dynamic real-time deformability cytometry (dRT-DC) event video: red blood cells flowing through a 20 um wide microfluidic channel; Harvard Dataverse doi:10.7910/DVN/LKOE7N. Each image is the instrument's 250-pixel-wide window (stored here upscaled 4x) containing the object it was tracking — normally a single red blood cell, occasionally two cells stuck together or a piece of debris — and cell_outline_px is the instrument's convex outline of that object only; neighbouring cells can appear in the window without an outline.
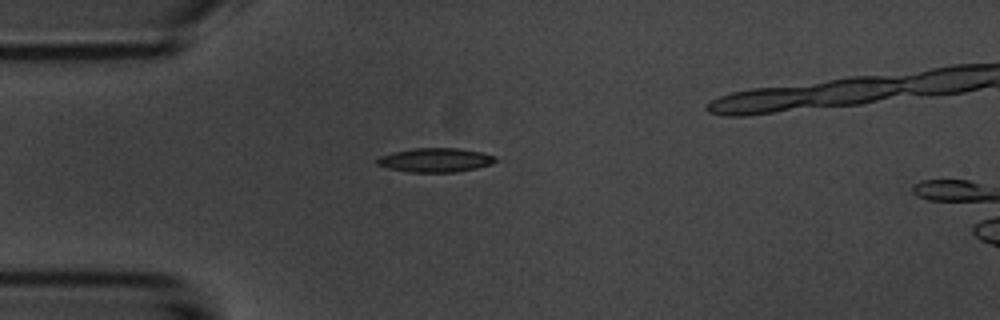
{"species": "common noctule bat (a hibernating species)", "species_latin": "Nyctalus noctula", "temperature_condition": "room temperature", "stored_images_in_passage": 2, "camera_frame_rate_fps": 3000, "um_per_image_px": 0.085, "animal": {"sex": "male", "body_mass_g": 20.1, "forearm_length_mm": 53.5}, "frame": {"image": 1, "passage_image": 2, "time_ms": 1.0, "image_size_px": [1000, 320], "cell_outline_px": [[504, 160], [492, 164], [476, 168], [456, 172], [408, 172], [388, 168], [376, 164], [376, 160], [380, 156], [392, 152], [412, 148], [460, 148], [480, 152], [496, 156]], "centroid_in_image_um": [37.06, 13.6], "position_along_channel_um": 47.9, "area_um2": 16.88}}